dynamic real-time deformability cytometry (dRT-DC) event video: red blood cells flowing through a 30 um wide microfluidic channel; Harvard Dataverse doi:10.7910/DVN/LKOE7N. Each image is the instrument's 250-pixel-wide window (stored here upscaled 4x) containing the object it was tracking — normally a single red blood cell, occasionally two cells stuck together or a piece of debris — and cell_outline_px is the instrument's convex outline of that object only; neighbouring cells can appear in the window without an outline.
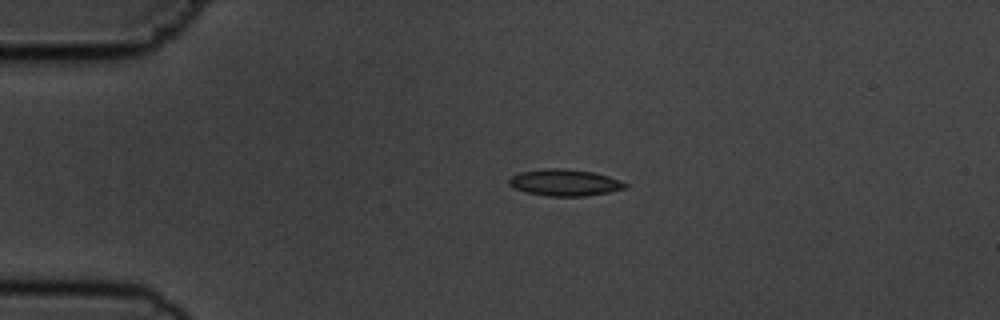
{"species": "common noctule bat (a hibernating species)", "species_latin": "Nyctalus noctula", "temperature_condition": "cold", "stored_images_in_passage": 44, "camera_frame_rate_fps": 3000, "um_per_image_px": 0.085, "animal": {"sex": "male", "body_mass_g": 19.5, "forearm_length_mm": 54.6}, "frame": {"image": 1, "passage_image": 1, "time_ms": 0.0, "image_size_px": [1000, 320], "cell_outline_px": [[628, 188], [608, 192], [584, 196], [548, 196], [524, 192], [508, 184], [508, 180], [512, 176], [520, 172], [548, 168], [564, 168], [592, 172], [608, 176], [620, 180], [628, 184]], "centroid_in_image_um": [48.01, 15.52], "position_along_channel_um": 37.0, "area_um2": 17.98}}
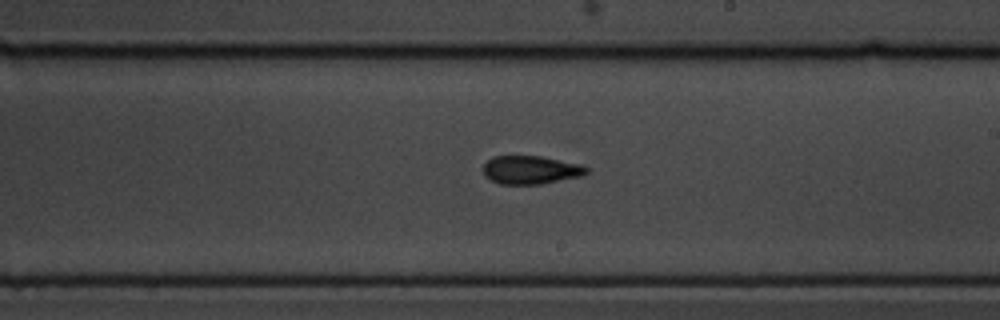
{"frame": {"image": 2, "passage_image": 21, "time_ms": 6.667, "image_size_px": [1000, 320], "cell_outline_px": [[588, 172], [580, 176], [540, 184], [500, 184], [484, 176], [484, 164], [492, 156], [540, 156], [580, 164], [588, 168]], "centroid_in_image_um": [45.09, 14.44], "position_along_channel_um": 243.9, "area_um2": 16.88}}
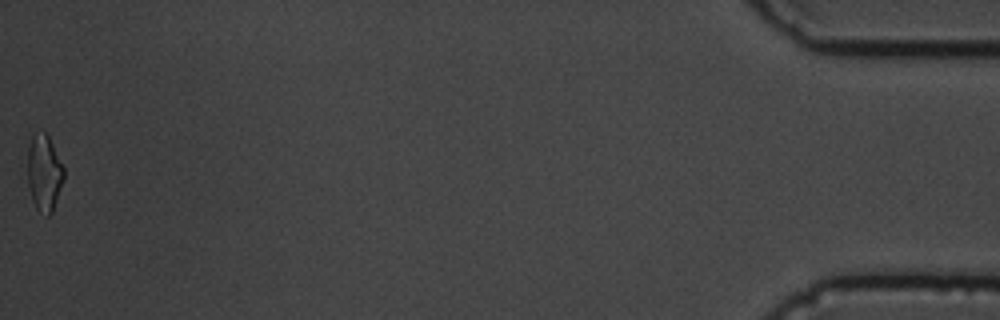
{"frame": {"image": 3, "passage_image": 44, "time_ms": 14.333, "image_size_px": [1000, 320], "cell_outline_px": [[64, 176], [52, 212], [48, 216], [36, 208], [32, 200], [28, 184], [28, 144], [32, 136], [44, 132], [48, 136], [64, 168]], "centroid_in_image_um": [3.74, 14.7], "position_along_channel_um": 431.5, "area_um2": 15.72}, "authors_computed_cell_mechanics": {"area_um2": 16.9643, "velocity_mm_per_s": 3.6649, "shape_relaxation_time_tau1_ms": 5.0946, "shape_relaxation_time_tau2_ms": 3.2968, "deformation_change_tau1": 0.1599, "deformation_change_tau2": 0.1008}}